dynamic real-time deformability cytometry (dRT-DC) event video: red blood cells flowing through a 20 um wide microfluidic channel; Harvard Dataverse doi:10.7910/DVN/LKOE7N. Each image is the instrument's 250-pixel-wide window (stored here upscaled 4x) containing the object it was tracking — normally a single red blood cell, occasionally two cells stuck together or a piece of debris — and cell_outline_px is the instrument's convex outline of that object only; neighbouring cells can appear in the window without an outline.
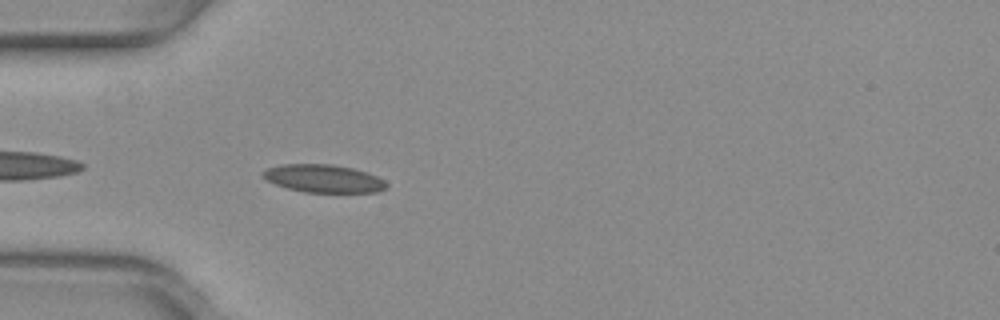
{"species": "common noctule bat (a hibernating species)", "species_latin": "Nyctalus noctula", "temperature_condition": "warm", "stored_images_in_passage": 38, "camera_frame_rate_fps": 3000, "um_per_image_px": 0.085, "animal": {"sex": "female", "body_mass_g": 29.2, "forearm_length_mm": 56.3}, "frame": {"image": 1, "passage_image": 2, "time_ms": 0.333, "image_size_px": [1000, 320], "cell_outline_px": [[388, 188], [376, 192], [304, 192], [288, 188], [276, 184], [260, 176], [260, 172], [268, 168], [280, 164], [332, 164], [352, 168], [368, 172], [384, 180], [388, 184]], "centroid_in_image_um": [27.5, 15.17], "position_along_channel_um": 57.5, "area_um2": 20.17}}
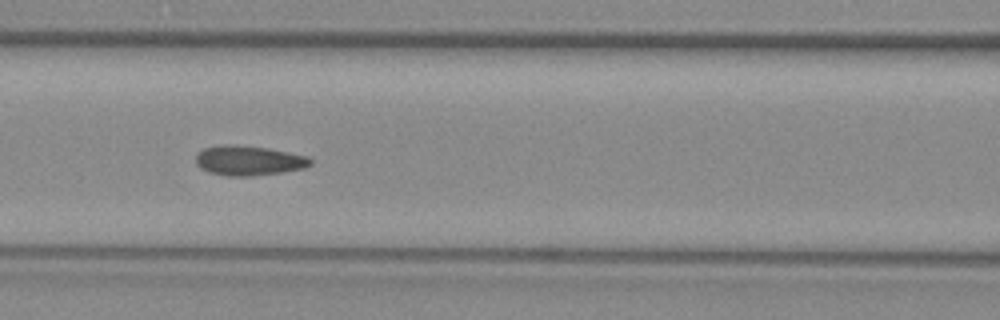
{"frame": {"image": 2, "passage_image": 9, "time_ms": 2.667, "image_size_px": [1000, 320], "cell_outline_px": [[312, 164], [304, 168], [284, 172], [252, 176], [228, 176], [208, 172], [200, 168], [196, 164], [196, 156], [204, 148], [268, 148], [308, 156], [312, 160]], "centroid_in_image_um": [21.23, 13.72], "position_along_channel_um": 145.4, "area_um2": 18.96}}
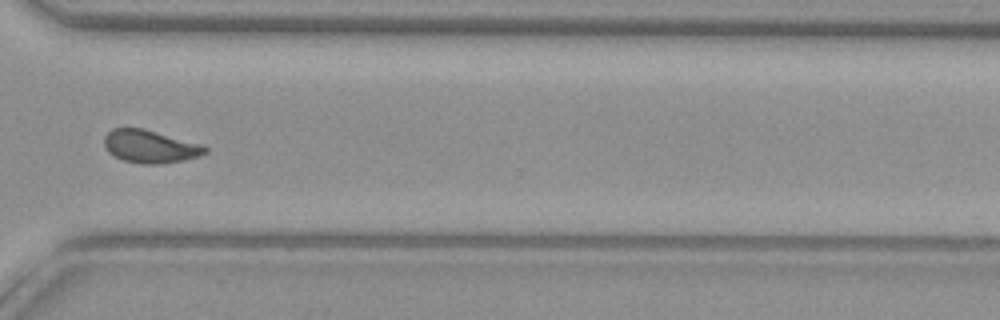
{"frame": {"image": 3, "passage_image": 25, "time_ms": 8.0, "image_size_px": [1000, 320], "cell_outline_px": [[208, 152], [200, 156], [184, 160], [156, 164], [140, 164], [124, 160], [108, 152], [104, 144], [104, 136], [112, 128], [144, 128], [204, 144], [208, 148]], "centroid_in_image_um": [12.8, 12.44], "position_along_channel_um": 357.8, "area_um2": 19.54}, "authors_computed_cell_mechanics": {"area_um2": 19.0162, "velocity_mm_per_s": 3.9936, "shape_relaxation_time_tau1_ms": null, "shape_relaxation_time_tau2_ms": 1.2703, "deformation_change_tau1": null, "deformation_change_tau2": 0.0733}}